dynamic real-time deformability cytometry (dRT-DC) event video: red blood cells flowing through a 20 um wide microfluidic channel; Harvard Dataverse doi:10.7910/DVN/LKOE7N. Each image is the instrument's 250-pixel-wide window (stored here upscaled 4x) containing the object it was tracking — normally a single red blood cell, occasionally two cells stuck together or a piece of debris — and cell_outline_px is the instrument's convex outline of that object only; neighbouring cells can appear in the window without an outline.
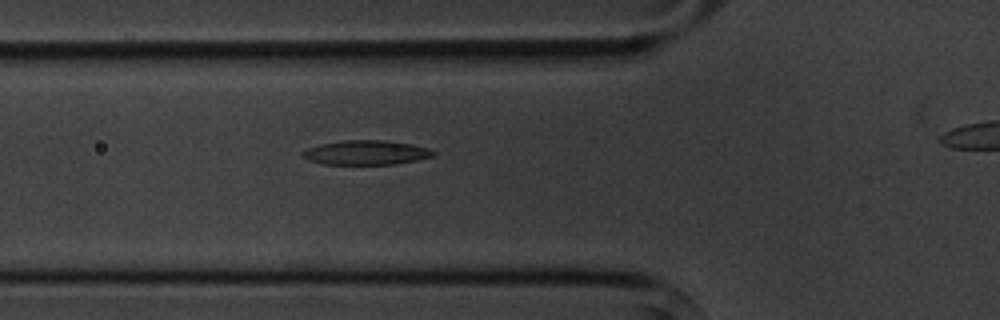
{"species": "common noctule bat (a hibernating species)", "species_latin": "Nyctalus noctula", "temperature_condition": "cold", "stored_images_in_passage": 7, "camera_frame_rate_fps": 3000, "um_per_image_px": 0.085, "animal": {"sex": "male", "body_mass_g": 20.1, "forearm_length_mm": 53.5}, "frame": {"image": 1, "passage_image": 6, "time_ms": 5.667, "image_size_px": [1000, 320], "cell_outline_px": [[436, 156], [416, 160], [392, 164], [320, 164], [308, 160], [300, 156], [300, 152], [308, 148], [320, 144], [344, 140], [384, 140], [412, 144], [428, 148], [436, 152]], "centroid_in_image_um": [31.09, 12.97], "position_along_channel_um": 94.7, "area_um2": 18.73}}